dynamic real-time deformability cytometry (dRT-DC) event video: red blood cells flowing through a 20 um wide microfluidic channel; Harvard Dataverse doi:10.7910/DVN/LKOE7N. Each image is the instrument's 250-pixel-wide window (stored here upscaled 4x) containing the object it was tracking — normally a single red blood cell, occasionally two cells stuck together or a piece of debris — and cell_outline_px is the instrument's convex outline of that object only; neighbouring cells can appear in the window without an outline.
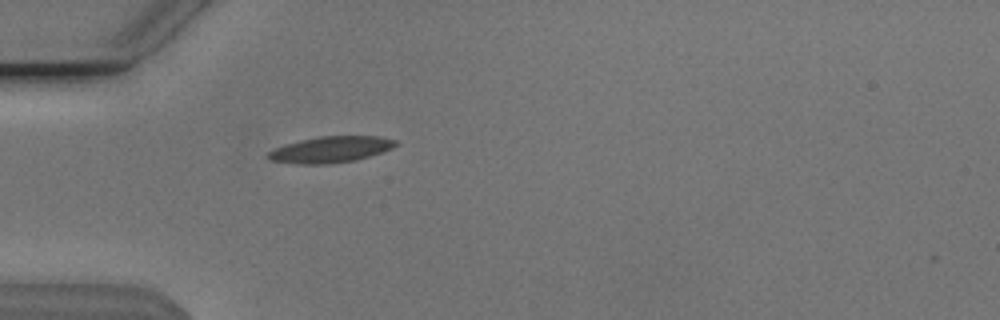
{"species": "Egyptian fruit bat (a non-hibernating species)", "species_latin": "Rousettus aegyptiacus", "temperature_condition": "cold", "stored_images_in_passage": 17, "camera_frame_rate_fps": 3000, "um_per_image_px": 0.085, "animal": {"sex": "male"}, "frame": {"image": 1, "passage_image": 1, "time_ms": 0.0, "image_size_px": [1000, 320], "cell_outline_px": [[400, 144], [392, 148], [356, 160], [328, 164], [296, 164], [272, 160], [268, 156], [268, 152], [284, 144], [300, 140], [320, 136], [380, 136], [396, 140]], "centroid_in_image_um": [28.13, 12.7], "position_along_channel_um": 56.9, "area_um2": 19.36}}
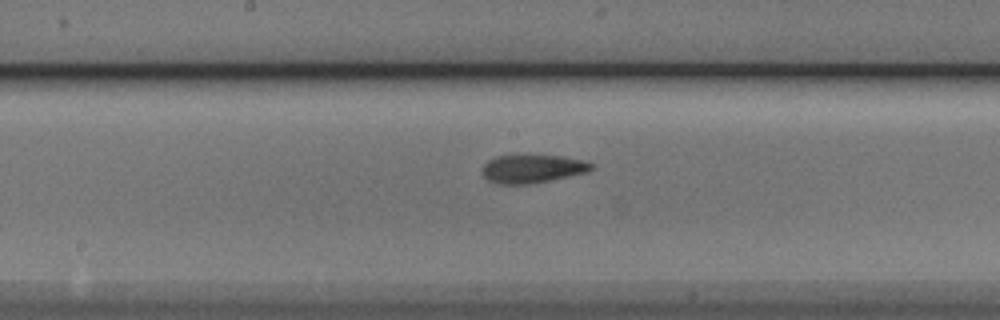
{"frame": {"image": 2, "passage_image": 13, "time_ms": 4.0, "image_size_px": [1000, 320], "cell_outline_px": [[592, 168], [588, 172], [528, 184], [496, 184], [488, 180], [484, 176], [484, 164], [488, 160], [496, 156], [564, 156], [580, 160], [592, 164]], "centroid_in_image_um": [45.23, 14.35], "position_along_channel_um": 203.0, "area_um2": 17.51}}
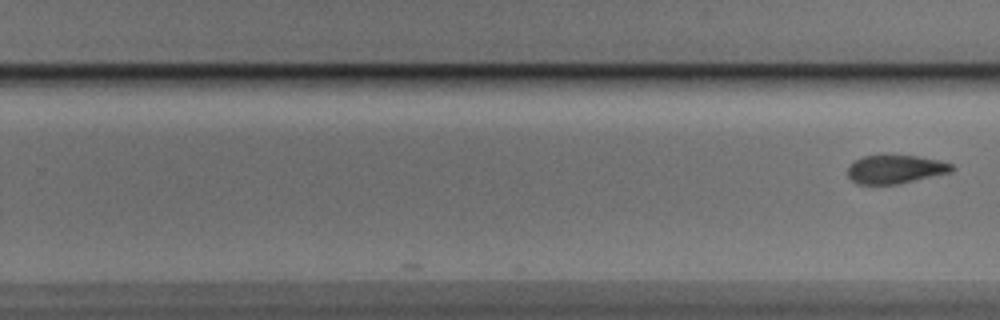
{"frame": {"image": 3, "passage_image": 17, "time_ms": 5.333, "image_size_px": [1000, 320], "cell_outline_px": [[956, 168], [952, 172], [900, 184], [856, 184], [848, 176], [848, 164], [864, 156], [884, 152], [916, 156], [940, 160], [952, 164]], "centroid_in_image_um": [76.11, 14.35], "position_along_channel_um": 253.7, "area_um2": 18.09}}